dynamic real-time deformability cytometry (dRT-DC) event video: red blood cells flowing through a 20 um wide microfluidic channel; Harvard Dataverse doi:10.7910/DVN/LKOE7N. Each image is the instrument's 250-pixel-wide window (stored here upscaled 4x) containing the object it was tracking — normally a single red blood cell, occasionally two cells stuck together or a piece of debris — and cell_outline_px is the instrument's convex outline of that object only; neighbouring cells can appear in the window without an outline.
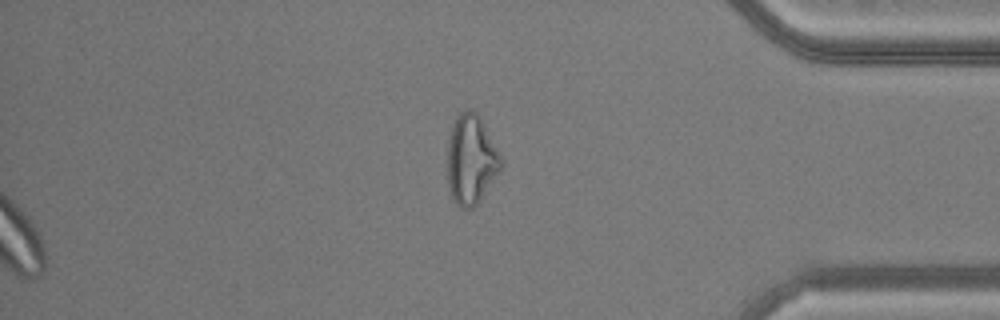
{"species": "common noctule bat (a hibernating species)", "species_latin": "Nyctalus noctula", "temperature_condition": "warm", "stored_images_in_passage": 42, "segment_of_instrument_passage": [2, 2], "camera_frame_rate_fps": 3000, "um_per_image_px": 0.085, "animal": {"sex": "male", "body_mass_g": 20.5, "forearm_length_mm": 52.5}, "frame": {"image": 1, "passage_image": 42, "time_ms": 13.667, "image_size_px": [1000, 320], "cell_outline_px": [[504, 164], [500, 172], [476, 204], [472, 208], [460, 208], [452, 200], [448, 188], [448, 140], [452, 124], [456, 116], [464, 108], [472, 108], [480, 116], [500, 152], [504, 160]], "centroid_in_image_um": [40.06, 13.53], "position_along_channel_um": 395.1, "area_um2": 28.5}}